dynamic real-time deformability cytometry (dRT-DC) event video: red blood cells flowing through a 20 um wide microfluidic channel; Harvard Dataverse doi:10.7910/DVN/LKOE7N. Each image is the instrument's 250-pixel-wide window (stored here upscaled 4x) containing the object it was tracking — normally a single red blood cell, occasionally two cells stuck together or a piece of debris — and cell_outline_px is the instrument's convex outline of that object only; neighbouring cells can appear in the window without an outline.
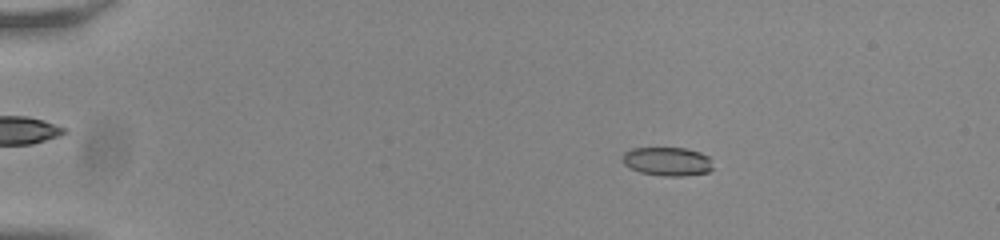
{"species": "common noctule bat (a hibernating species)", "species_latin": "Nyctalus noctula", "temperature_condition": "room temperature", "stored_images_in_passage": 56, "camera_frame_rate_fps": 3000, "um_per_image_px": 0.085, "animal": {"sex": "male", "body_mass_g": 20.0, "forearm_length_mm": 53.3}, "frame": {"image": 1, "passage_image": 11, "time_ms": 3.333, "image_size_px": [1000, 240], "cell_outline_px": [[712, 168], [708, 172], [684, 176], [664, 176], [640, 172], [624, 164], [620, 160], [624, 152], [632, 148], [684, 148], [700, 152], [708, 156]], "centroid_in_image_um": [56.69, 13.72], "position_along_channel_um": 28.3, "area_um2": 15.09}}
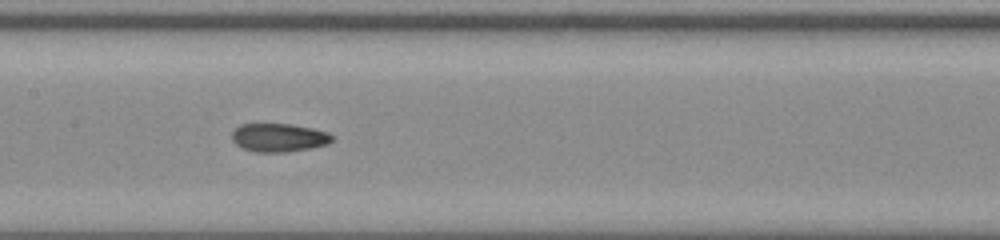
{"frame": {"image": 2, "passage_image": 30, "time_ms": 9.667, "image_size_px": [1000, 240], "cell_outline_px": [[332, 140], [328, 144], [312, 148], [284, 152], [256, 152], [244, 148], [236, 144], [232, 140], [232, 132], [240, 124], [292, 124], [312, 128], [328, 132], [332, 136]], "centroid_in_image_um": [23.71, 11.69], "position_along_channel_um": 183.7, "area_um2": 16.53}}
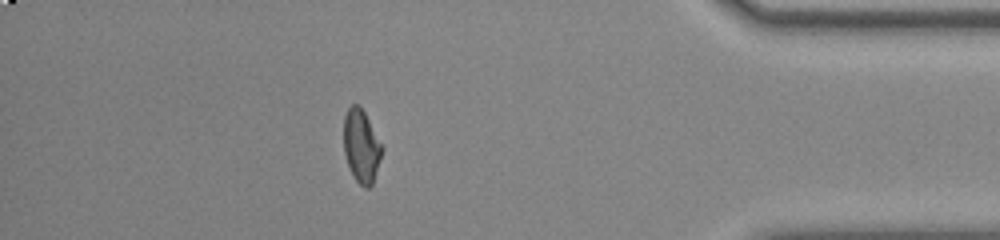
{"frame": {"image": 3, "passage_image": 50, "time_ms": 16.333, "image_size_px": [1000, 240], "cell_outline_px": [[384, 148], [372, 184], [368, 188], [364, 188], [356, 180], [348, 164], [344, 152], [344, 116], [348, 108], [352, 104], [360, 104]], "centroid_in_image_um": [30.72, 12.39], "position_along_channel_um": 404.5, "area_um2": 16.18}, "authors_computed_cell_mechanics": {"area_um2": 16.4441, "velocity_mm_per_s": 3.822, "shape_relaxation_time_tau1_ms": null, "shape_relaxation_time_tau2_ms": 1.8967, "deformation_change_tau1": null, "deformation_change_tau2": 0.0737}}